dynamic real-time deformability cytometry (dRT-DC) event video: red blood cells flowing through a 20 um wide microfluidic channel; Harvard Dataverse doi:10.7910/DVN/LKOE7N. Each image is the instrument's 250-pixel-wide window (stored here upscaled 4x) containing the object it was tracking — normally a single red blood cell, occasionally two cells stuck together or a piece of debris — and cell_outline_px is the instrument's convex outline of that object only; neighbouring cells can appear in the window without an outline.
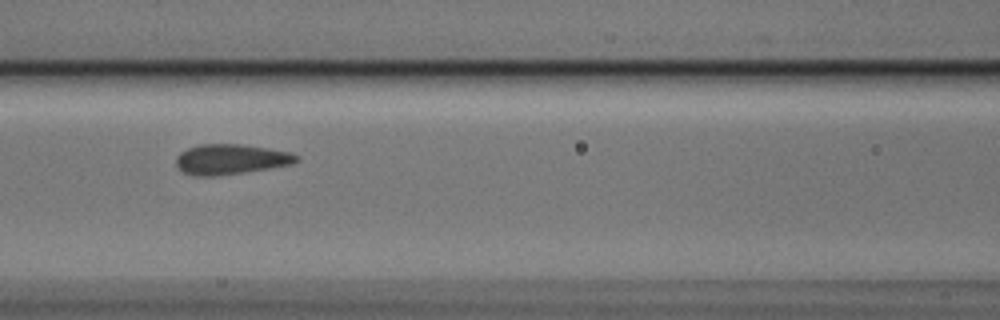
{"species": "Egyptian fruit bat (a non-hibernating species)", "species_latin": "Rousettus aegyptiacus", "temperature_condition": "cold", "stored_images_in_passage": 7, "camera_frame_rate_fps": 3000, "um_per_image_px": 0.085, "animal": {"sex": "male"}, "frame": {"image": 1, "passage_image": 7, "time_ms": 2.0, "image_size_px": [1000, 320], "cell_outline_px": [[300, 160], [292, 164], [244, 172], [216, 176], [192, 176], [184, 172], [176, 164], [176, 156], [180, 152], [188, 148], [200, 144], [240, 144], [268, 148], [292, 152], [300, 156]], "centroid_in_image_um": [19.63, 13.53], "position_along_channel_um": 147.0, "area_um2": 21.27}}